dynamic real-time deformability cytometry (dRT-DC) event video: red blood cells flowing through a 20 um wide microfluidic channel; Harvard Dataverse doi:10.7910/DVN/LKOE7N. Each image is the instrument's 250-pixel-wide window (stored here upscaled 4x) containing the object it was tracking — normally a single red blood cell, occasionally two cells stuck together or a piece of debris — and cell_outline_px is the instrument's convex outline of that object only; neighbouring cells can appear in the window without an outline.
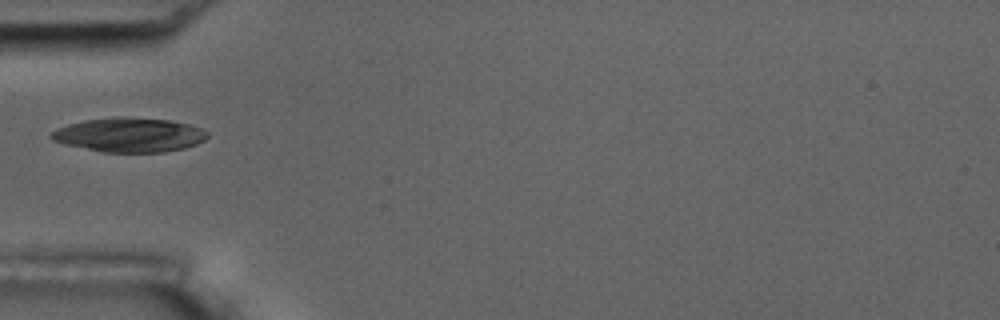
{"species": "common noctule bat (a hibernating species)", "species_latin": "Nyctalus noctula", "temperature_condition": "room temperature", "stored_images_in_passage": 1, "camera_frame_rate_fps": 3000, "um_per_image_px": 0.085, "animal": {"sex": "male", "body_mass_g": 17.5, "forearm_length_mm": 52.3}, "frame": {"image": 1, "passage_image": 1, "time_ms": 0.0, "image_size_px": [1000, 320], "cell_outline_px": [[208, 136], [204, 140], [196, 144], [184, 148], [164, 152], [104, 152], [64, 144], [52, 140], [48, 136], [56, 128], [68, 124], [84, 120], [112, 116], [120, 116], [168, 120], [188, 124], [200, 128], [208, 132]], "centroid_in_image_um": [10.96, 11.46], "position_along_channel_um": 74.0, "area_um2": 31.27}}